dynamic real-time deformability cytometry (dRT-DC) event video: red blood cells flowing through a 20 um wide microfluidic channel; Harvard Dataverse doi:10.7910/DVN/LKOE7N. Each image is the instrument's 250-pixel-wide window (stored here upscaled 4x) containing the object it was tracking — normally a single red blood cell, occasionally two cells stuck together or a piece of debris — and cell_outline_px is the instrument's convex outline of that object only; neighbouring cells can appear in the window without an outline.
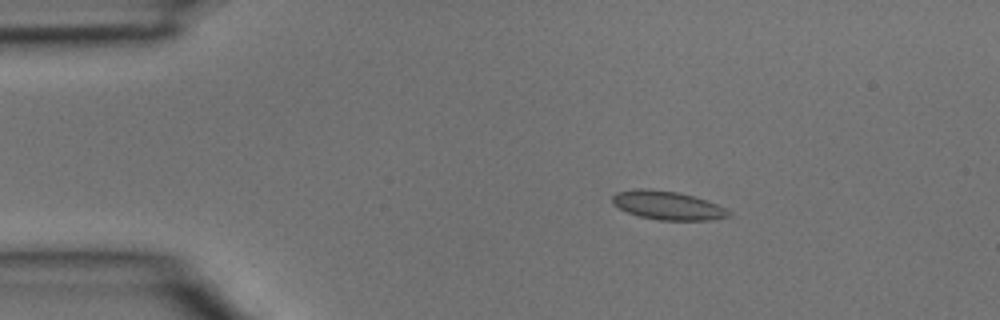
{"species": "common noctule bat (a hibernating species)", "species_latin": "Nyctalus noctula", "temperature_condition": "room temperature", "stored_images_in_passage": 2, "camera_frame_rate_fps": 3000, "um_per_image_px": 0.085, "animal": {"sex": "male", "body_mass_g": 15.6}, "frame": {"image": 1, "passage_image": 1, "time_ms": 0.0, "image_size_px": [1000, 320], "cell_outline_px": [[732, 216], [708, 220], [656, 220], [640, 216], [628, 212], [612, 204], [612, 196], [616, 192], [636, 188], [648, 188], [680, 192], [716, 204], [732, 212]], "centroid_in_image_um": [56.72, 17.45], "position_along_channel_um": 28.3, "area_um2": 19.42}}